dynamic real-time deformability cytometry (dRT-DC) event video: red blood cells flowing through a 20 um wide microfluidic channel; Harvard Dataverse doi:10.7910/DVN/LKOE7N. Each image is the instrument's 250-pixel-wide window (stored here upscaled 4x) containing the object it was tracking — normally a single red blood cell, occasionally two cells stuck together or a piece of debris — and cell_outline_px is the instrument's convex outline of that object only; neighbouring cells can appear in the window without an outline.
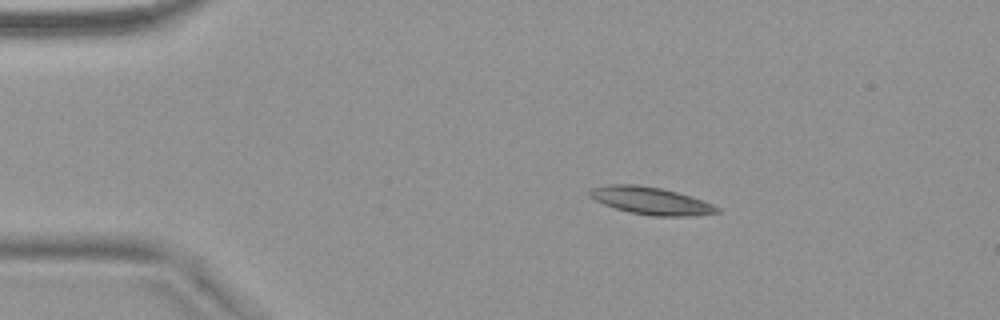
{"species": "common noctule bat (a hibernating species)", "species_latin": "Nyctalus noctula", "temperature_condition": "warm", "stored_images_in_passage": 47, "camera_frame_rate_fps": 3000, "um_per_image_px": 0.085, "animal": {"sex": "female", "body_mass_g": 18.4}, "frame": {"image": 1, "passage_image": 3, "time_ms": 0.667, "image_size_px": [1000, 320], "cell_outline_px": [[720, 212], [688, 216], [652, 216], [628, 212], [604, 204], [588, 196], [588, 192], [592, 188], [608, 184], [636, 184], [660, 188], [676, 192], [712, 204], [720, 208]], "centroid_in_image_um": [55.27, 17.06], "position_along_channel_um": 29.7, "area_um2": 20.11}}
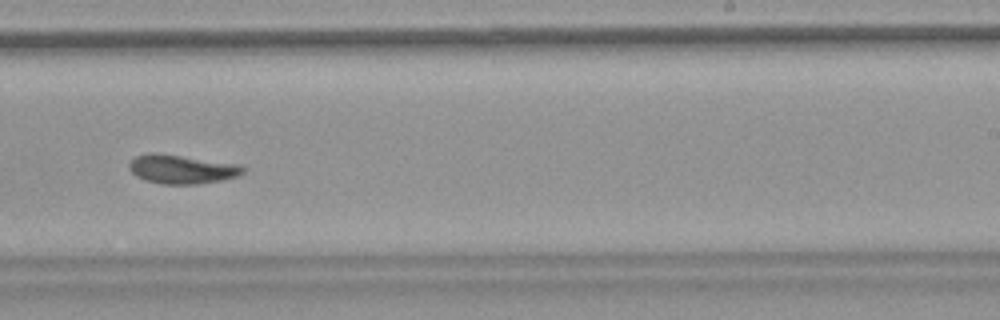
{"frame": {"image": 2, "passage_image": 27, "time_ms": 8.667, "image_size_px": [1000, 320], "cell_outline_px": [[244, 172], [240, 176], [220, 180], [196, 184], [164, 184], [144, 180], [136, 176], [128, 168], [128, 164], [136, 156], [152, 152], [156, 152], [244, 164]], "centroid_in_image_um": [15.49, 14.37], "position_along_channel_um": 273.5, "area_um2": 19.48}}
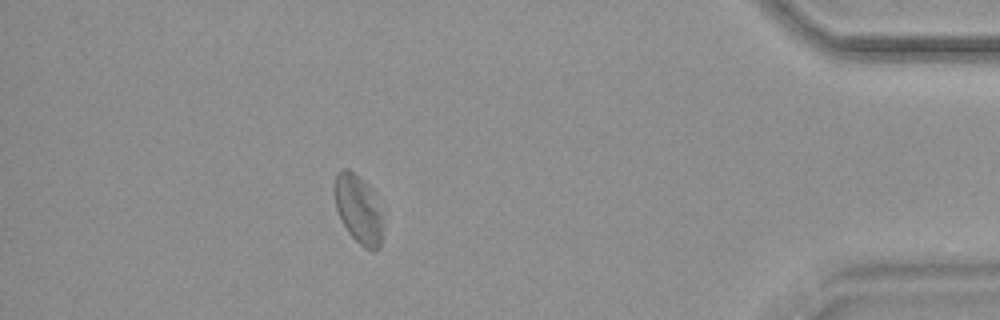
{"frame": {"image": 3, "passage_image": 41, "time_ms": 13.333, "image_size_px": [1000, 320], "cell_outline_px": [[380, 248], [372, 252], [364, 248], [348, 232], [336, 208], [336, 172], [340, 168], [348, 168], [356, 172], [368, 184], [380, 212]], "centroid_in_image_um": [30.44, 17.75], "position_along_channel_um": 404.8, "area_um2": 18.67}, "authors_computed_cell_mechanics": {"area_um2": 19.1318, "velocity_mm_per_s": 3.7707, "shape_relaxation_time_tau1_ms": null, "shape_relaxation_time_tau2_ms": 5.9139, "deformation_change_tau1": null, "deformation_change_tau2": 0.1372}}